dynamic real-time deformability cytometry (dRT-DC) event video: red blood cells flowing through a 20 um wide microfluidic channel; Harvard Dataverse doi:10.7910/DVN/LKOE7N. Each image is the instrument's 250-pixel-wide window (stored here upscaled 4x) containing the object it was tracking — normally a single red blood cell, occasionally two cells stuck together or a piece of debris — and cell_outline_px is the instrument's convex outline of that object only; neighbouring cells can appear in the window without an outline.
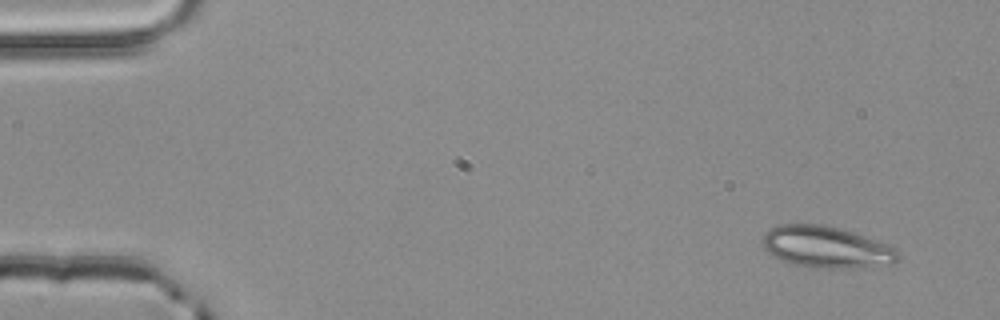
{"species": "common noctule bat (a hibernating species)", "species_latin": "Nyctalus noctula", "temperature_condition": "room temperature", "stored_images_in_passage": 4, "segment_of_instrument_passage": [1, 2], "camera_frame_rate_fps": 3000, "um_per_image_px": 0.085, "animal": {"sex": "male", "body_mass_g": 20.4}, "frame": {"image": 1, "passage_image": 1, "time_ms": 0.0, "image_size_px": [1000, 320], "cell_outline_px": [[900, 260], [892, 264], [864, 268], [816, 268], [796, 264], [784, 260], [768, 252], [764, 248], [760, 240], [764, 232], [780, 224], [820, 224], [840, 228], [864, 236], [884, 244], [892, 248], [900, 256]], "centroid_in_image_um": [70.22, 21.01], "position_along_channel_um": 14.8, "area_um2": 32.66}}